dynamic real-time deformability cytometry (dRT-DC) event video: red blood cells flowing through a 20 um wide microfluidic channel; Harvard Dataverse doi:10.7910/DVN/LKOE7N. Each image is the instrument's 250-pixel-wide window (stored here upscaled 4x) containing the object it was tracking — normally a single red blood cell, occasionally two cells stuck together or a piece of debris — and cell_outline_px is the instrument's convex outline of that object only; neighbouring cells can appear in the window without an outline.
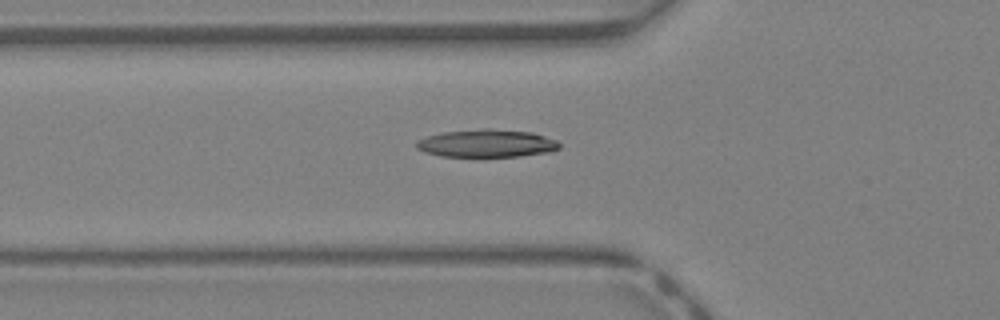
{"species": "Egyptian fruit bat (a non-hibernating species)", "species_latin": "Rousettus aegyptiacus", "temperature_condition": "warm", "stored_images_in_passage": 40, "camera_frame_rate_fps": 3000, "um_per_image_px": 0.085, "animal": {"sex": "female"}, "frame": {"image": 1, "passage_image": 15, "time_ms": 4.667, "image_size_px": [1000, 320], "cell_outline_px": [[560, 148], [552, 152], [520, 156], [484, 160], [440, 156], [424, 152], [416, 148], [416, 140], [428, 136], [444, 132], [484, 128], [488, 128], [532, 132], [556, 140], [560, 144]], "centroid_in_image_um": [41.36, 12.24], "position_along_channel_um": 84.4, "area_um2": 24.33}}
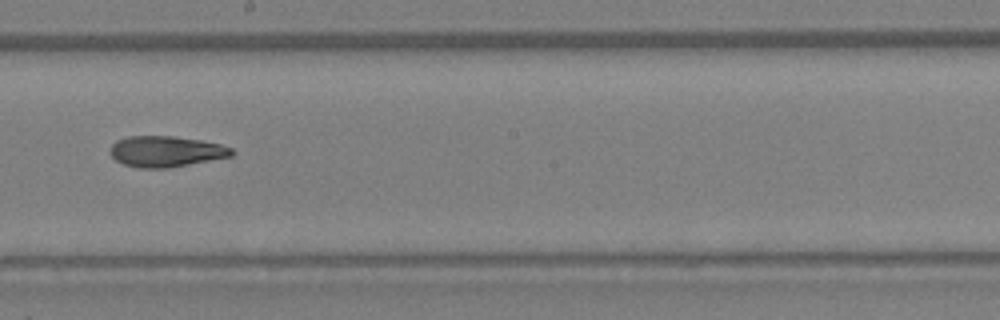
{"frame": {"image": 2, "passage_image": 24, "time_ms": 7.667, "image_size_px": [1000, 320], "cell_outline_px": [[236, 152], [232, 156], [168, 168], [140, 168], [124, 164], [116, 160], [108, 152], [112, 144], [116, 140], [128, 136], [172, 136], [200, 140], [220, 144], [232, 148]], "centroid_in_image_um": [14.09, 12.87], "position_along_channel_um": 234.1, "area_um2": 21.91}}
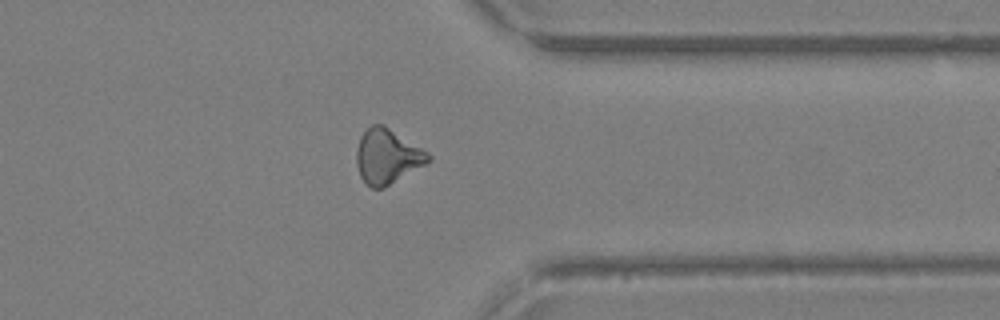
{"frame": {"image": 3, "passage_image": 33, "time_ms": 10.667, "image_size_px": [1000, 320], "cell_outline_px": [[432, 160], [384, 188], [372, 188], [360, 176], [356, 164], [356, 148], [360, 136], [364, 128], [372, 124], [384, 124], [428, 152], [432, 156]], "centroid_in_image_um": [32.9, 13.26], "position_along_channel_um": 378.5, "area_um2": 23.06}, "authors_computed_cell_mechanics": {"area_um2": 22.2819, "velocity_mm_per_s": 4.9821, "shape_relaxation_time_tau1_ms": null, "shape_relaxation_time_tau2_ms": 10.0535, "deformation_change_tau1": null, "deformation_change_tau2": 0.2863}}